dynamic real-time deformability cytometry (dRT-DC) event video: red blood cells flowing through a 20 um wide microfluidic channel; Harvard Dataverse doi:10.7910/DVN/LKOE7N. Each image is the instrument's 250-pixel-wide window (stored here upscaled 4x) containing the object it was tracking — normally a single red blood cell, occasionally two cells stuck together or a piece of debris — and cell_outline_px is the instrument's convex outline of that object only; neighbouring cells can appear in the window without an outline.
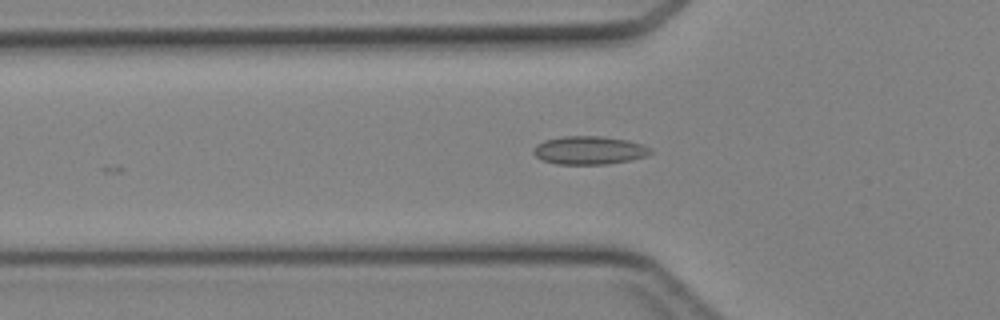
{"species": "Egyptian fruit bat (a non-hibernating species)", "species_latin": "Rousettus aegyptiacus", "temperature_condition": "cold", "stored_images_in_passage": 9, "camera_frame_rate_fps": 3000, "um_per_image_px": 0.085, "animal": {"sex": "female"}, "frame": {"image": 1, "passage_image": 2, "time_ms": 0.333, "image_size_px": [1000, 320], "cell_outline_px": [[652, 152], [648, 156], [608, 164], [556, 164], [540, 160], [532, 152], [532, 148], [536, 144], [544, 140], [564, 136], [604, 136], [628, 140], [652, 148]], "centroid_in_image_um": [50.05, 12.77], "position_along_channel_um": 75.7, "area_um2": 19.48}}
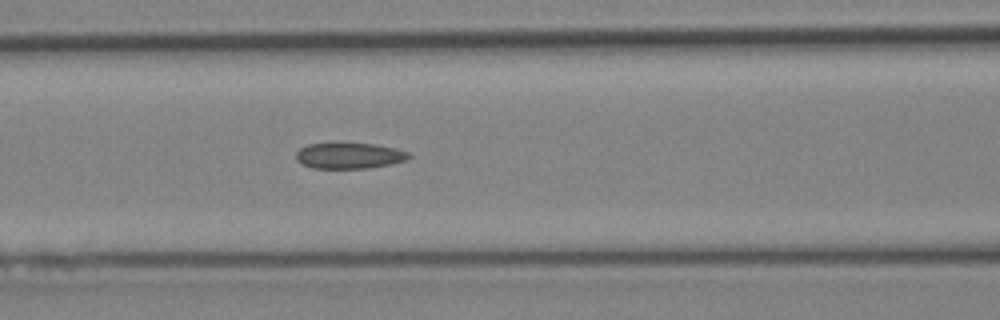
{"frame": {"image": 2, "passage_image": 6, "time_ms": 1.667, "image_size_px": [1000, 320], "cell_outline_px": [[412, 156], [408, 160], [368, 168], [312, 168], [300, 164], [296, 160], [296, 152], [300, 148], [308, 144], [376, 144], [396, 148], [408, 152]], "centroid_in_image_um": [29.68, 13.24], "position_along_channel_um": 136.9, "area_um2": 16.94}}
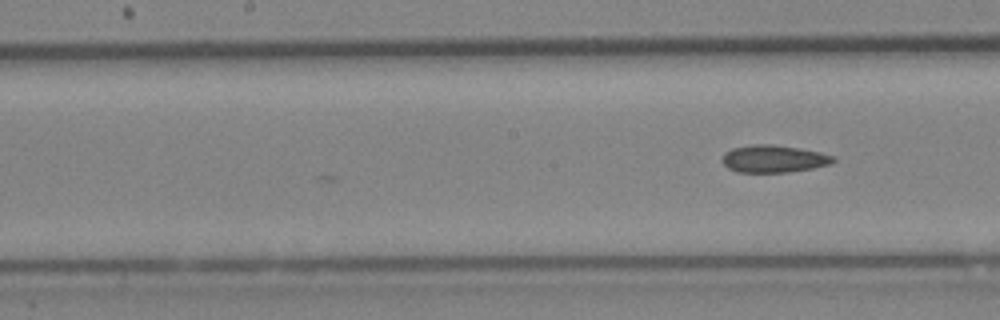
{"frame": {"image": 3, "passage_image": 9, "time_ms": 2.667, "image_size_px": [1000, 320], "cell_outline_px": [[836, 160], [832, 164], [812, 168], [788, 172], [736, 172], [728, 168], [724, 164], [724, 152], [732, 148], [752, 144], [772, 144], [800, 148], [820, 152], [836, 156]], "centroid_in_image_um": [65.81, 13.49], "position_along_channel_um": 182.4, "area_um2": 17.8}}